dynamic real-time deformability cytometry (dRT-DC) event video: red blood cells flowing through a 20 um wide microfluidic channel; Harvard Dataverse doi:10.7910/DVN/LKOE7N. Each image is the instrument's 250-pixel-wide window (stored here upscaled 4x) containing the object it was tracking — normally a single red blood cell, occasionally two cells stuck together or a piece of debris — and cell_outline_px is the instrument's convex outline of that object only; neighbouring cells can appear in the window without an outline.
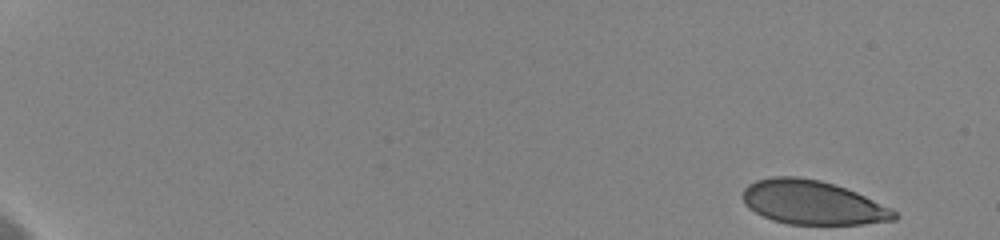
{"species": "human", "species_latin": "Homo sapiens", "temperature_condition": "cold", "stored_images_in_passage": 55, "camera_frame_rate_fps": 3000, "um_per_image_px": 0.085, "donor": {"sex": "female"}, "frame": {"image": 1, "passage_image": 1, "time_ms": 0.0, "image_size_px": [1000, 240], "cell_outline_px": [[900, 216], [896, 220], [864, 224], [788, 224], [772, 220], [748, 208], [744, 204], [744, 188], [748, 184], [756, 180], [772, 176], [796, 176], [820, 180], [836, 184], [856, 192], [892, 208]], "centroid_in_image_um": [69.09, 17.21], "position_along_channel_um": 15.9, "area_um2": 39.02}}
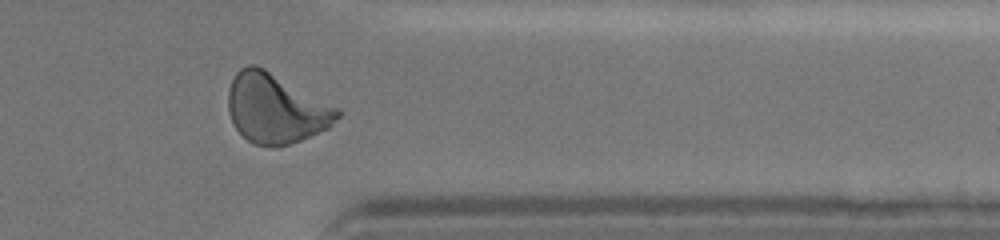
{"frame": {"image": 2, "passage_image": 47, "time_ms": 15.333, "image_size_px": [1000, 240], "cell_outline_px": [[344, 112], [328, 128], [300, 140], [276, 148], [252, 144], [236, 128], [228, 112], [228, 88], [236, 72], [240, 68], [248, 64], [256, 64], [264, 68], [340, 108]], "centroid_in_image_um": [23.44, 9.22], "position_along_channel_um": 388.0, "area_um2": 44.45}}
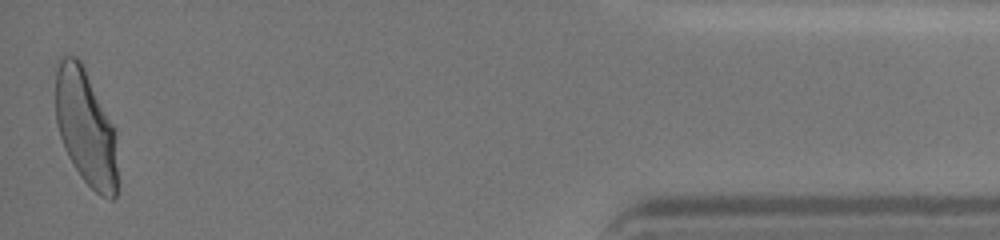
{"frame": {"image": 3, "passage_image": 55, "time_ms": 18.0, "image_size_px": [1000, 240], "cell_outline_px": [[116, 196], [112, 200], [108, 200], [100, 196], [80, 176], [68, 156], [64, 148], [56, 124], [56, 72], [60, 56], [76, 56], [80, 60], [116, 128]], "centroid_in_image_um": [7.29, 10.84], "position_along_channel_um": 427.9, "area_um2": 42.02}, "authors_computed_cell_mechanics": {"area_um2": 41.7894, "velocity_mm_per_s": 3.6168, "shape_relaxation_time_tau1_ms": 4.0354, "shape_relaxation_time_tau2_ms": null, "deformation_change_tau1": 0.1564, "deformation_change_tau2": null}}